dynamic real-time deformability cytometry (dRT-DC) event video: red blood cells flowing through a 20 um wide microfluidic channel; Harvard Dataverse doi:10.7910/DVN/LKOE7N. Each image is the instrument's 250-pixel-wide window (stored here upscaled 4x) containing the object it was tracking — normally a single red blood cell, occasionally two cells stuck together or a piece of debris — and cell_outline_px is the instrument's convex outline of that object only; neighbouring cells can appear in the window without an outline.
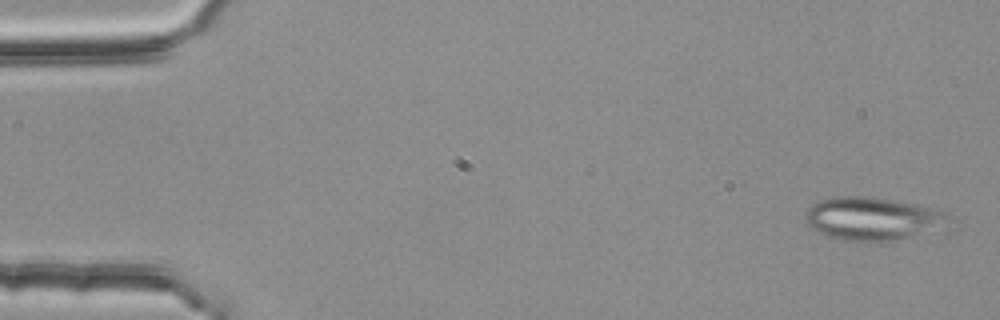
{"species": "common noctule bat (a hibernating species)", "species_latin": "Nyctalus noctula", "temperature_condition": "room temperature", "stored_images_in_passage": 53, "segment_of_instrument_passage": [1, 2], "camera_frame_rate_fps": 3000, "um_per_image_px": 0.085, "animal": {"sex": "female", "body_mass_g": 25.1}, "frame": {"image": 1, "passage_image": 2, "time_ms": 0.333, "image_size_px": [1000, 320], "cell_outline_px": [[944, 216], [908, 236], [892, 240], [840, 240], [828, 236], [812, 228], [804, 220], [804, 212], [812, 204], [820, 200], [836, 196], [872, 196], [916, 204], [940, 212]], "centroid_in_image_um": [73.78, 18.53], "position_along_channel_um": 11.2, "area_um2": 33.47}}